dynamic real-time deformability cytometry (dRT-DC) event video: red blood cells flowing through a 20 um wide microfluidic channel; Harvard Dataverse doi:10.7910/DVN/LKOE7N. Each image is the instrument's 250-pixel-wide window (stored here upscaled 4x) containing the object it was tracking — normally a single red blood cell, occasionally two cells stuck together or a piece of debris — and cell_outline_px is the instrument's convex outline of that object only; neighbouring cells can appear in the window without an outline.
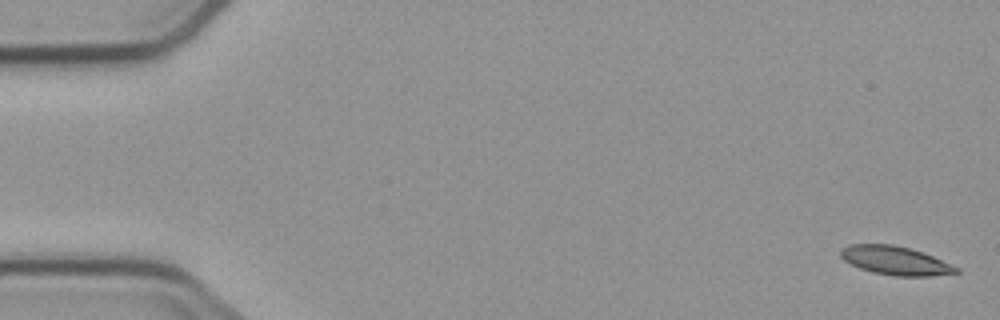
{"species": "common noctule bat (a hibernating species)", "species_latin": "Nyctalus noctula", "temperature_condition": "cold", "stored_images_in_passage": 7, "camera_frame_rate_fps": 3000, "um_per_image_px": 0.085, "animal": {"sex": "male", "body_mass_g": 23.1, "forearm_length_mm": 52.7}, "frame": {"image": 1, "passage_image": 1, "time_ms": 0.0, "image_size_px": [1000, 320], "cell_outline_px": [[960, 272], [932, 276], [896, 276], [872, 272], [860, 268], [844, 260], [840, 256], [840, 248], [848, 244], [892, 244], [924, 252], [960, 268]], "centroid_in_image_um": [76.1, 22.14], "position_along_channel_um": 8.9, "area_um2": 19.36}}
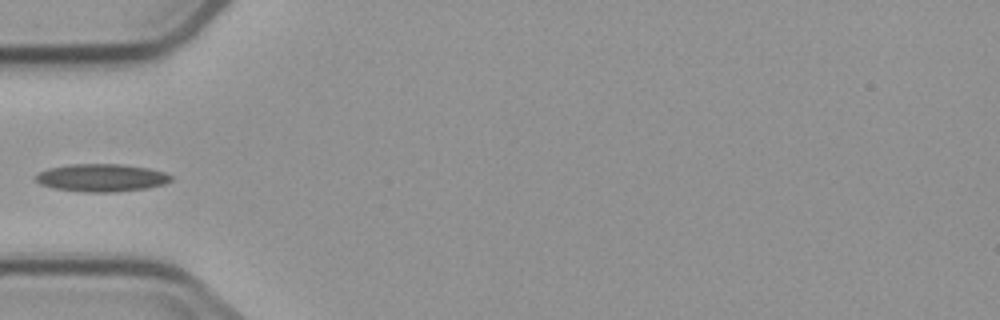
{"frame": {"image": 2, "passage_image": 6, "time_ms": 5.667, "image_size_px": [1000, 320], "cell_outline_px": [[172, 180], [164, 184], [148, 188], [112, 192], [84, 192], [52, 188], [40, 184], [36, 180], [36, 176], [40, 172], [48, 168], [72, 164], [120, 164], [148, 168], [164, 172], [172, 176]], "centroid_in_image_um": [8.63, 15.11], "position_along_channel_um": 76.4, "area_um2": 21.79}}
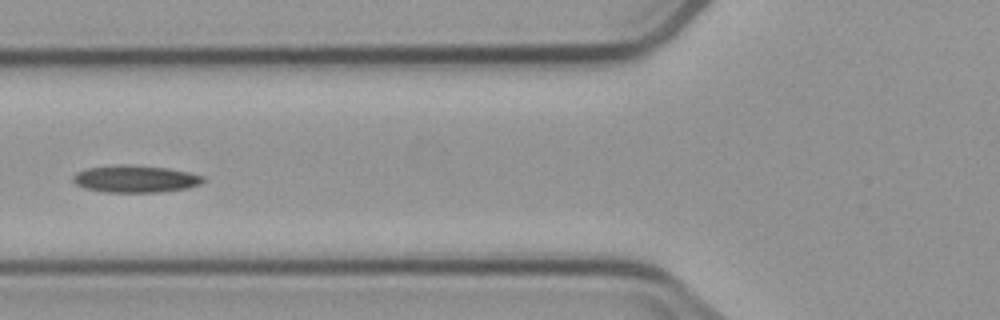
{"frame": {"image": 3, "passage_image": 7, "time_ms": 6.667, "image_size_px": [1000, 320], "cell_outline_px": [[204, 180], [200, 184], [188, 188], [160, 192], [104, 192], [84, 188], [76, 184], [72, 180], [72, 176], [76, 172], [88, 168], [116, 164], [128, 164], [168, 168], [188, 172], [204, 176]], "centroid_in_image_um": [11.48, 15.2], "position_along_channel_um": 114.3, "area_um2": 20.75}}